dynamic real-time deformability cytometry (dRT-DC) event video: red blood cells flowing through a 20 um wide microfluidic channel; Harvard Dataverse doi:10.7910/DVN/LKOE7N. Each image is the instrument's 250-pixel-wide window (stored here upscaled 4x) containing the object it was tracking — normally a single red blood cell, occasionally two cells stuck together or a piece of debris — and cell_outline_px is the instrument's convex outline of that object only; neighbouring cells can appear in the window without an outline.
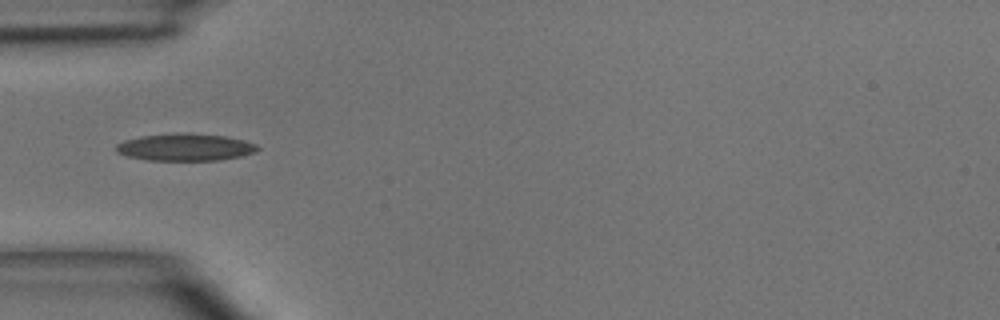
{"species": "common noctule bat (a hibernating species)", "species_latin": "Nyctalus noctula", "temperature_condition": "room temperature", "stored_images_in_passage": 2, "camera_frame_rate_fps": 3000, "um_per_image_px": 0.085, "animal": {"sex": "male", "body_mass_g": 15.6}, "frame": {"image": 1, "passage_image": 1, "time_ms": 0.0, "image_size_px": [1000, 320], "cell_outline_px": [[260, 148], [256, 152], [240, 156], [220, 160], [148, 160], [128, 156], [116, 152], [116, 144], [124, 140], [140, 136], [176, 132], [184, 132], [224, 136], [244, 140], [256, 144]], "centroid_in_image_um": [15.74, 12.5], "position_along_channel_um": 69.3, "area_um2": 22.54}}
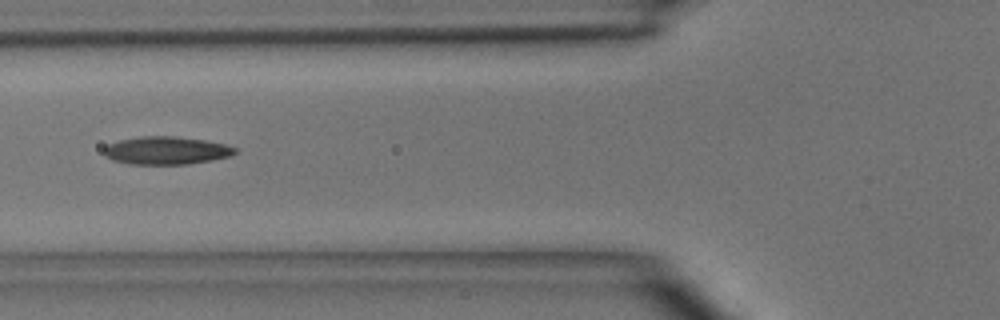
{"frame": {"image": 2, "passage_image": 2, "time_ms": 1.0, "image_size_px": [1000, 320], "cell_outline_px": [[236, 152], [232, 156], [212, 160], [188, 164], [128, 164], [112, 160], [104, 156], [104, 148], [108, 144], [120, 140], [140, 136], [172, 136], [204, 140], [224, 144], [236, 148]], "centroid_in_image_um": [14.11, 12.8], "position_along_channel_um": 111.7, "area_um2": 21.33}}